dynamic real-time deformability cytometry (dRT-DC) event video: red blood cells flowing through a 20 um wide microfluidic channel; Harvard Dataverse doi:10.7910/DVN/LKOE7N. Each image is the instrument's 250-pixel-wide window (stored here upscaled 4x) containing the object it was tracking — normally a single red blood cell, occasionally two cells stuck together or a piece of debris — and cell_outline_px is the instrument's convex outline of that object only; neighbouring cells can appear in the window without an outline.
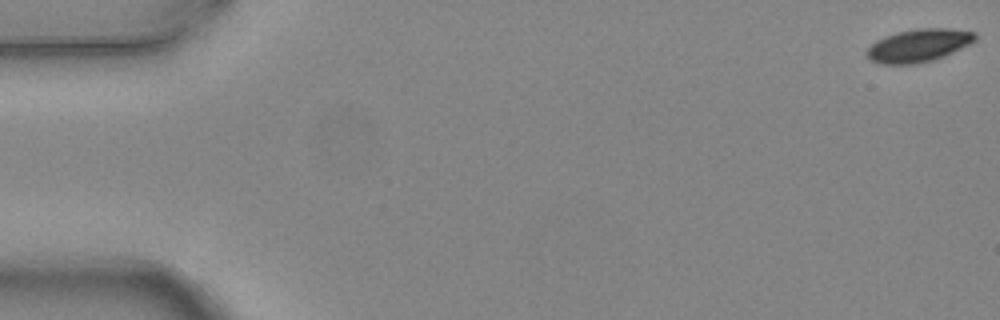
{"species": "common noctule bat (a hibernating species)", "species_latin": "Nyctalus noctula", "temperature_condition": "warm", "stored_images_in_passage": 6, "camera_frame_rate_fps": 3000, "um_per_image_px": 0.085, "animal": {"sex": "female", "body_mass_g": 24.6, "forearm_length_mm": 56.2}, "frame": {"image": 1, "passage_image": 1, "time_ms": 0.0, "image_size_px": [1000, 320], "cell_outline_px": [[976, 40], [944, 56], [932, 60], [916, 64], [880, 64], [872, 60], [864, 52], [876, 40], [896, 32], [916, 28], [948, 28], [976, 32]], "centroid_in_image_um": [78.06, 3.85], "position_along_channel_um": 6.9, "area_um2": 20.69}}
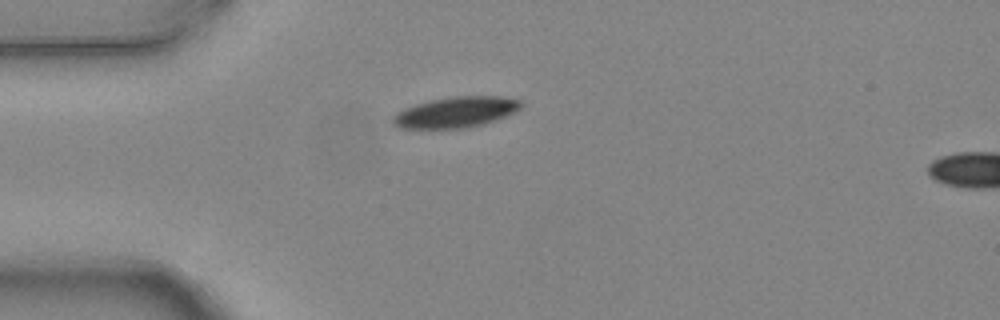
{"frame": {"image": 2, "passage_image": 5, "time_ms": 1.333, "image_size_px": [1000, 320], "cell_outline_px": [[524, 104], [516, 112], [496, 120], [484, 124], [468, 128], [396, 128], [392, 124], [392, 116], [396, 112], [404, 108], [416, 104], [432, 100], [452, 96], [500, 96], [520, 100]], "centroid_in_image_um": [38.75, 9.54], "position_along_channel_um": 46.3, "area_um2": 23.18}}